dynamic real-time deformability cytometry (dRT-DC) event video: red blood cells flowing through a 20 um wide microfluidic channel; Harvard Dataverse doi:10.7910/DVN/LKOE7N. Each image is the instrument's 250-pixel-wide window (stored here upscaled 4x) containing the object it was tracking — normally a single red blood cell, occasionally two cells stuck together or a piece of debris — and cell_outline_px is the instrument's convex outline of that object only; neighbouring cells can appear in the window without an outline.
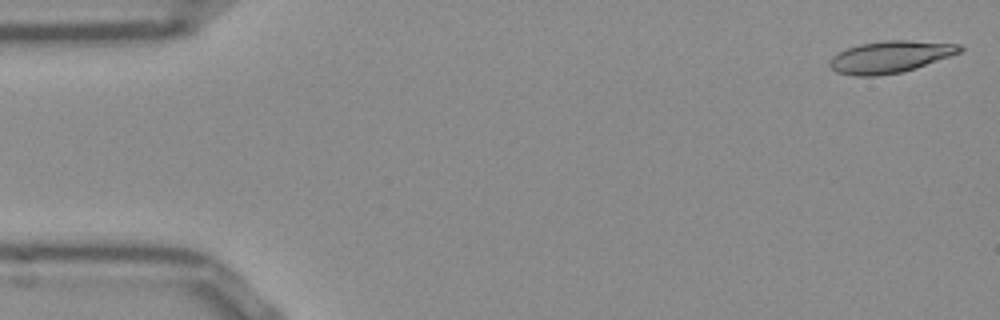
{"species": "Egyptian fruit bat (a non-hibernating species)", "species_latin": "Rousettus aegyptiacus", "temperature_condition": "room temperature", "stored_images_in_passage": 52, "camera_frame_rate_fps": 3000, "um_per_image_px": 0.085, "frame": {"image": 1, "passage_image": 1, "time_ms": 0.0, "image_size_px": [1000, 320], "cell_outline_px": [[964, 48], [960, 52], [916, 68], [900, 72], [876, 76], [856, 76], [836, 72], [828, 64], [828, 60], [832, 56], [848, 48], [860, 44], [884, 40], [908, 40], [960, 44]], "centroid_in_image_um": [75.65, 4.83], "position_along_channel_um": 9.4, "area_um2": 24.04}}
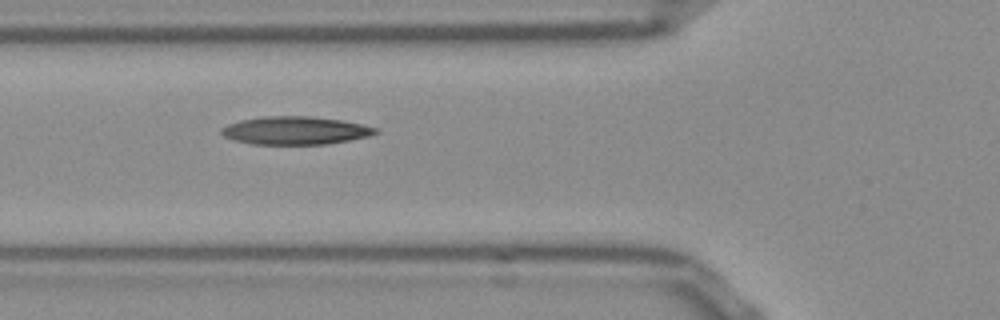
{"frame": {"image": 2, "passage_image": 18, "time_ms": 5.667, "image_size_px": [1000, 320], "cell_outline_px": [[380, 132], [368, 136], [348, 140], [324, 144], [252, 144], [232, 140], [224, 136], [220, 132], [220, 128], [228, 124], [240, 120], [260, 116], [312, 116], [340, 120], [380, 128]], "centroid_in_image_um": [25.07, 11.08], "position_along_channel_um": 100.7, "area_um2": 25.26}}
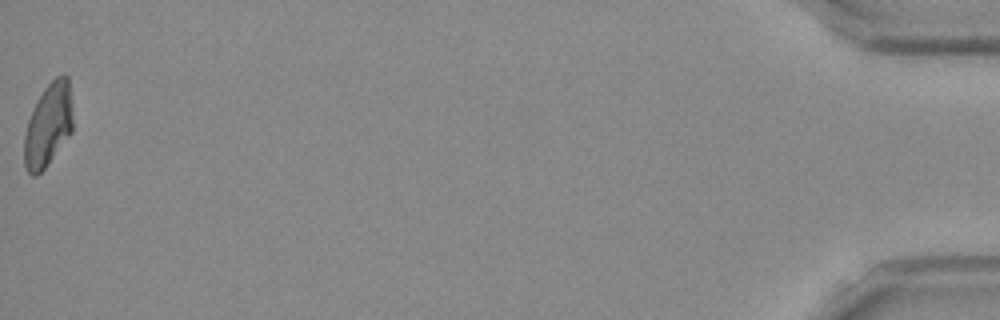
{"frame": {"image": 3, "passage_image": 52, "time_ms": 17.0, "image_size_px": [1000, 320], "cell_outline_px": [[72, 132], [48, 164], [36, 176], [32, 176], [24, 168], [24, 136], [28, 120], [32, 108], [44, 88], [56, 76], [64, 72], [68, 76], [72, 108]], "centroid_in_image_um": [4.09, 10.62], "position_along_channel_um": 431.1, "area_um2": 23.76}, "authors_computed_cell_mechanics": {"area_um2": 24.0737, "velocity_mm_per_s": 3.8293, "shape_relaxation_time_tau1_ms": null, "shape_relaxation_time_tau2_ms": 4.4777, "deformation_change_tau1": null, "deformation_change_tau2": 0.1032}}